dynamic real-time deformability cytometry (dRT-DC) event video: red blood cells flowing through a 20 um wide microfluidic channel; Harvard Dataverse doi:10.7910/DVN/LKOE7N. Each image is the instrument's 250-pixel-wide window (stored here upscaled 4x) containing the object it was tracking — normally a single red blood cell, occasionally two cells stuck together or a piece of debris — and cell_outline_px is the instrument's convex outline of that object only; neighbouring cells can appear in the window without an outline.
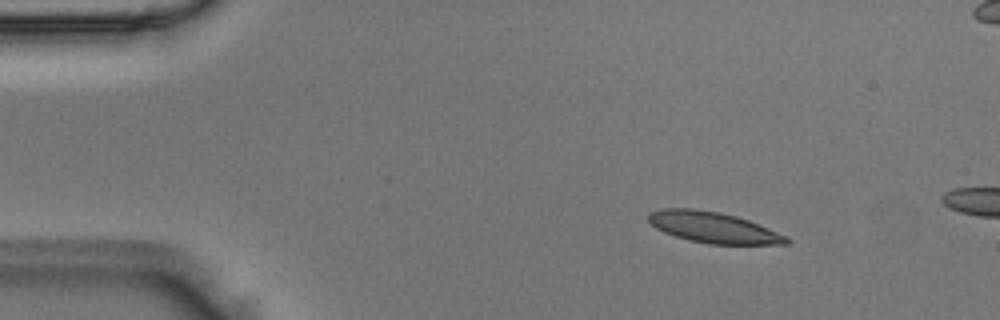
{"species": "Egyptian fruit bat (a non-hibernating species)", "species_latin": "Rousettus aegyptiacus", "temperature_condition": "room temperature", "stored_images_in_passage": 2, "camera_frame_rate_fps": 3000, "um_per_image_px": 0.085, "animal": {"sex": "male"}, "frame": {"image": 1, "passage_image": 1, "time_ms": 0.0, "image_size_px": [1000, 320], "cell_outline_px": [[792, 240], [788, 244], [708, 244], [688, 240], [664, 232], [656, 228], [648, 220], [648, 212], [660, 208], [692, 208], [720, 212], [736, 216], [748, 220], [788, 236]], "centroid_in_image_um": [60.62, 19.33], "position_along_channel_um": 24.4, "area_um2": 24.97}}